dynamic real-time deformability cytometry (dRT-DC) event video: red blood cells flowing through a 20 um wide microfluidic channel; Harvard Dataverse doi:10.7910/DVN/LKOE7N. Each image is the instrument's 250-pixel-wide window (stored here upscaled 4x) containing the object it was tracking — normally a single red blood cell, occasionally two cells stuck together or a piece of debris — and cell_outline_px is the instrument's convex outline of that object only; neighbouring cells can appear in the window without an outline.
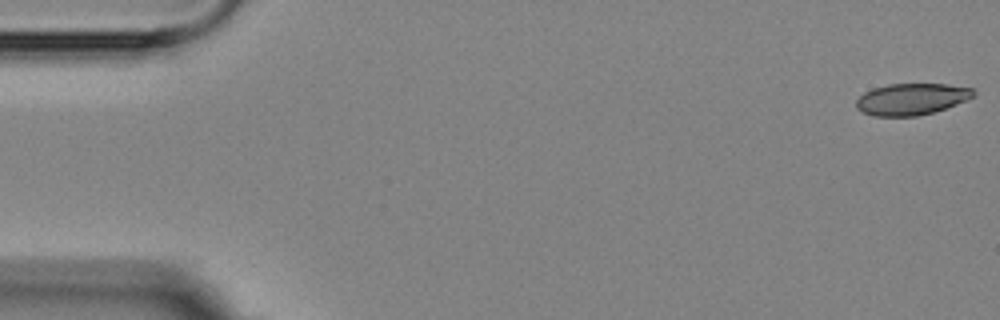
{"species": "Egyptian fruit bat (a non-hibernating species)", "species_latin": "Rousettus aegyptiacus", "temperature_condition": "room temperature", "stored_images_in_passage": 3, "camera_frame_rate_fps": 3000, "um_per_image_px": 0.085, "animal": {"sex": "female"}, "frame": {"image": 1, "passage_image": 1, "time_ms": 0.0, "image_size_px": [1000, 320], "cell_outline_px": [[976, 92], [972, 96], [956, 104], [932, 112], [916, 116], [872, 116], [860, 112], [856, 108], [856, 100], [864, 92], [872, 88], [888, 84], [948, 84], [972, 88]], "centroid_in_image_um": [77.41, 8.42], "position_along_channel_um": 7.6, "area_um2": 21.5}}